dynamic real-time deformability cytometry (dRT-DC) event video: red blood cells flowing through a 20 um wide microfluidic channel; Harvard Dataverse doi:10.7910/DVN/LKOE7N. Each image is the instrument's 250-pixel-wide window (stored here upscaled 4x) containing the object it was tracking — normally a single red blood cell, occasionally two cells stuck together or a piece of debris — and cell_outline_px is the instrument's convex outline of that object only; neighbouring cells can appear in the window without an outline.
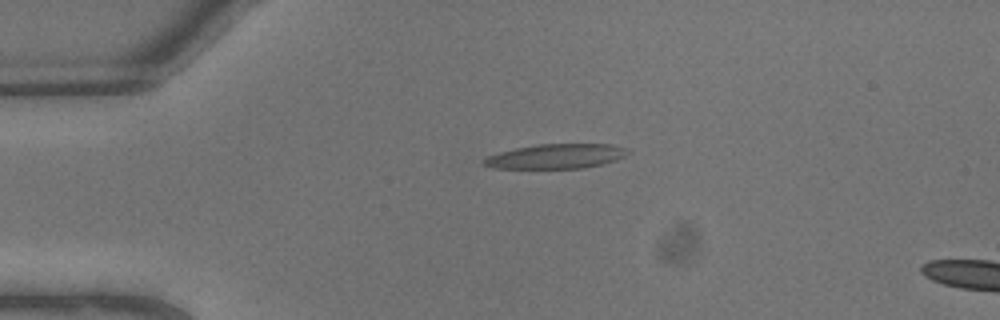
{"species": "common noctule bat (a hibernating species)", "species_latin": "Nyctalus noctula", "temperature_condition": "warm", "stored_images_in_passage": 4, "camera_frame_rate_fps": 3000, "um_per_image_px": 0.085, "animal": {"sex": "male", "body_mass_g": 13.3}, "frame": {"image": 1, "passage_image": 1, "time_ms": 0.0, "image_size_px": [1000, 320], "cell_outline_px": [[628, 152], [624, 156], [616, 160], [604, 164], [580, 168], [492, 168], [480, 164], [480, 160], [488, 156], [500, 152], [516, 148], [536, 144], [612, 144], [628, 148]], "centroid_in_image_um": [47.24, 13.28], "position_along_channel_um": 37.8, "area_um2": 20.75}}
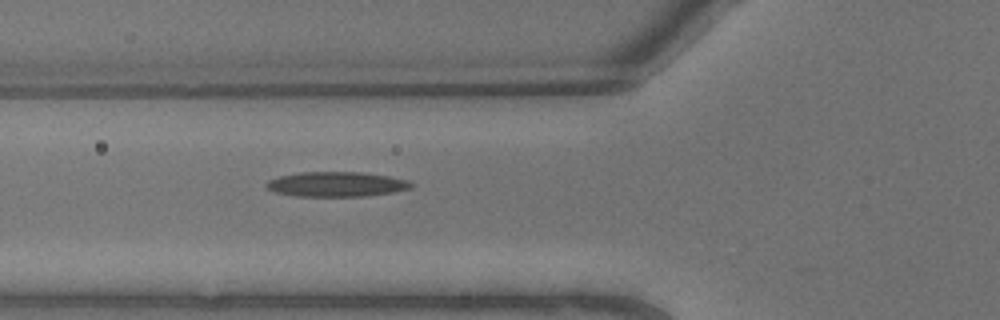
{"frame": {"image": 2, "passage_image": 4, "time_ms": 1.0, "image_size_px": [1000, 320], "cell_outline_px": [[412, 188], [392, 192], [364, 196], [296, 196], [276, 192], [268, 188], [264, 184], [268, 180], [280, 176], [300, 172], [364, 172], [388, 176], [408, 180], [412, 184]], "centroid_in_image_um": [28.59, 15.65], "position_along_channel_um": 97.2, "area_um2": 20.87}}